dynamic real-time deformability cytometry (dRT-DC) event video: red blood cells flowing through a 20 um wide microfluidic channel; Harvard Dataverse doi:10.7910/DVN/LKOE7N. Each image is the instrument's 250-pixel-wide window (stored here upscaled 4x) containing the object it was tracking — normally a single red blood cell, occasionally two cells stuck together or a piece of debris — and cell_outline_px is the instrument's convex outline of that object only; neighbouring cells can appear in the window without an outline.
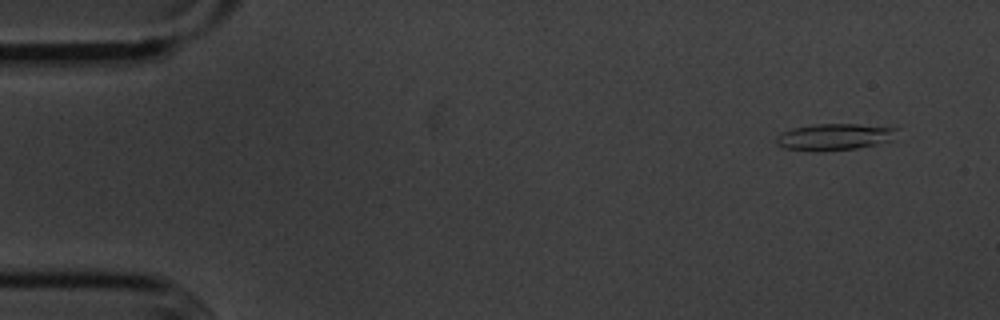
{"species": "common noctule bat (a hibernating species)", "species_latin": "Nyctalus noctula", "temperature_condition": "cold", "stored_images_in_passage": 6, "camera_frame_rate_fps": 3000, "um_per_image_px": 0.085, "animal": {"sex": "male", "body_mass_g": 20.1, "forearm_length_mm": 53.5}, "frame": {"image": 1, "passage_image": 1, "time_ms": 0.0, "image_size_px": [1000, 320], "cell_outline_px": [[900, 128], [892, 140], [876, 144], [856, 148], [820, 152], [812, 152], [784, 148], [776, 144], [776, 136], [792, 128], [816, 124], [856, 124]], "centroid_in_image_um": [70.91, 11.65], "position_along_channel_um": 14.1, "area_um2": 18.84}}
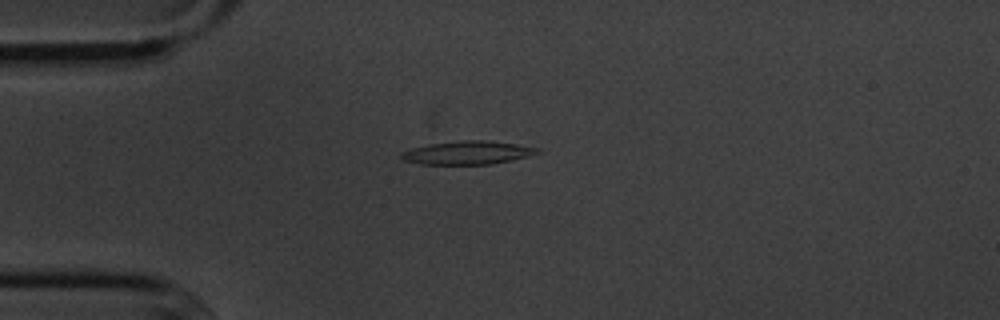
{"frame": {"image": 2, "passage_image": 4, "time_ms": 3.333, "image_size_px": [1000, 320], "cell_outline_px": [[540, 152], [528, 156], [512, 160], [492, 164], [420, 164], [404, 160], [400, 156], [400, 152], [412, 148], [428, 144], [460, 140], [484, 140], [516, 144], [540, 148]], "centroid_in_image_um": [39.73, 12.98], "position_along_channel_um": 45.3, "area_um2": 18.5}}
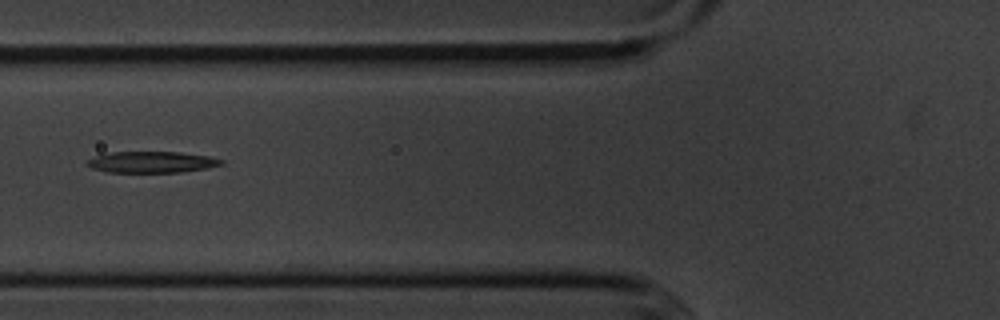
{"frame": {"image": 3, "passage_image": 6, "time_ms": 5.667, "image_size_px": [1000, 320], "cell_outline_px": [[224, 164], [208, 168], [184, 172], [108, 172], [92, 168], [84, 164], [88, 160], [96, 156], [112, 152], [180, 152], [208, 156], [224, 160]], "centroid_in_image_um": [12.93, 13.78], "position_along_channel_um": 112.9, "area_um2": 16.65}}